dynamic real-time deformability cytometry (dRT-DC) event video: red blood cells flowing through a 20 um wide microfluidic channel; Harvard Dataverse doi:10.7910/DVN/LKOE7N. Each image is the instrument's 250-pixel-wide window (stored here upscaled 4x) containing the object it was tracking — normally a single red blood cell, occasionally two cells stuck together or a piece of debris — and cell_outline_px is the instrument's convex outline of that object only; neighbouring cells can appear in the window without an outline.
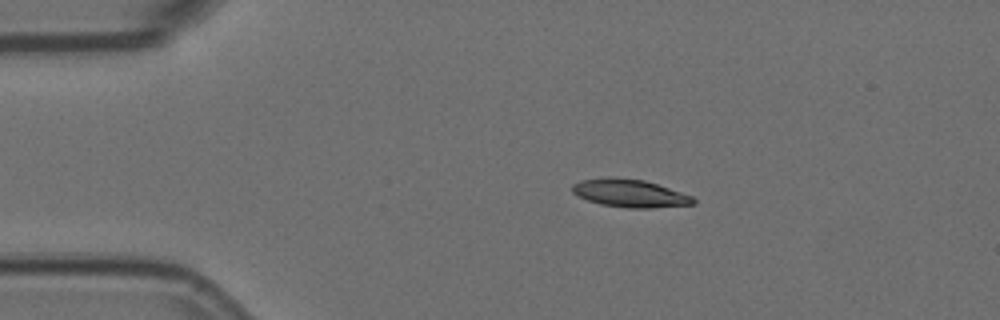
{"species": "Egyptian fruit bat (a non-hibernating species)", "species_latin": "Rousettus aegyptiacus", "temperature_condition": "room temperature", "stored_images_in_passage": 2, "camera_frame_rate_fps": 3000, "um_per_image_px": 0.085, "animal": {"sex": "female"}, "frame": {"image": 1, "passage_image": 1, "time_ms": 0.0, "image_size_px": [1000, 320], "cell_outline_px": [[696, 204], [652, 208], [628, 208], [600, 204], [588, 200], [572, 192], [572, 184], [580, 180], [644, 180], [692, 196], [696, 200]], "centroid_in_image_um": [53.6, 16.48], "position_along_channel_um": 31.4, "area_um2": 18.73}}